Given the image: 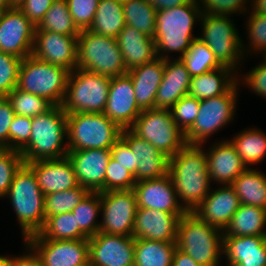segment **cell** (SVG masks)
I'll return each instance as SVG.
<instances>
[{"instance_id":"6da1fadb","label":"cell","mask_w":266,"mask_h":266,"mask_svg":"<svg viewBox=\"0 0 266 266\" xmlns=\"http://www.w3.org/2000/svg\"><path fill=\"white\" fill-rule=\"evenodd\" d=\"M202 149V145L186 144L169 158L168 173L186 212H193L210 191L207 156Z\"/></svg>"},{"instance_id":"7a4b0ae2","label":"cell","mask_w":266,"mask_h":266,"mask_svg":"<svg viewBox=\"0 0 266 266\" xmlns=\"http://www.w3.org/2000/svg\"><path fill=\"white\" fill-rule=\"evenodd\" d=\"M198 2L191 0L179 7L156 11V31L153 39L157 57L166 60L169 57L165 52L178 51L181 53L180 59L198 38L192 34L196 19L199 21L202 15Z\"/></svg>"},{"instance_id":"3957f363","label":"cell","mask_w":266,"mask_h":266,"mask_svg":"<svg viewBox=\"0 0 266 266\" xmlns=\"http://www.w3.org/2000/svg\"><path fill=\"white\" fill-rule=\"evenodd\" d=\"M65 137L67 113L62 106H53L46 113L33 117L29 143L20 151L24 164L66 157L68 145H63Z\"/></svg>"},{"instance_id":"277c9868","label":"cell","mask_w":266,"mask_h":266,"mask_svg":"<svg viewBox=\"0 0 266 266\" xmlns=\"http://www.w3.org/2000/svg\"><path fill=\"white\" fill-rule=\"evenodd\" d=\"M5 197L10 198L16 212L23 239L38 233L45 224V195L34 172L23 164L15 173Z\"/></svg>"},{"instance_id":"5b68a950","label":"cell","mask_w":266,"mask_h":266,"mask_svg":"<svg viewBox=\"0 0 266 266\" xmlns=\"http://www.w3.org/2000/svg\"><path fill=\"white\" fill-rule=\"evenodd\" d=\"M176 247L201 266H218L223 253V231L186 212L178 222Z\"/></svg>"},{"instance_id":"8992f818","label":"cell","mask_w":266,"mask_h":266,"mask_svg":"<svg viewBox=\"0 0 266 266\" xmlns=\"http://www.w3.org/2000/svg\"><path fill=\"white\" fill-rule=\"evenodd\" d=\"M121 131L104 113L67 114L68 150L111 149Z\"/></svg>"},{"instance_id":"52a82bcc","label":"cell","mask_w":266,"mask_h":266,"mask_svg":"<svg viewBox=\"0 0 266 266\" xmlns=\"http://www.w3.org/2000/svg\"><path fill=\"white\" fill-rule=\"evenodd\" d=\"M77 40V68L111 78L127 73L115 38L82 30Z\"/></svg>"},{"instance_id":"ba28073f","label":"cell","mask_w":266,"mask_h":266,"mask_svg":"<svg viewBox=\"0 0 266 266\" xmlns=\"http://www.w3.org/2000/svg\"><path fill=\"white\" fill-rule=\"evenodd\" d=\"M111 77L80 68L69 73L62 108L67 114L103 113Z\"/></svg>"},{"instance_id":"9c48e42d","label":"cell","mask_w":266,"mask_h":266,"mask_svg":"<svg viewBox=\"0 0 266 266\" xmlns=\"http://www.w3.org/2000/svg\"><path fill=\"white\" fill-rule=\"evenodd\" d=\"M69 73L62 67L30 55L22 59L17 88L44 97L54 106H61L66 94Z\"/></svg>"},{"instance_id":"30bf717a","label":"cell","mask_w":266,"mask_h":266,"mask_svg":"<svg viewBox=\"0 0 266 266\" xmlns=\"http://www.w3.org/2000/svg\"><path fill=\"white\" fill-rule=\"evenodd\" d=\"M129 129L169 158L187 144L169 109H143Z\"/></svg>"},{"instance_id":"8fae6325","label":"cell","mask_w":266,"mask_h":266,"mask_svg":"<svg viewBox=\"0 0 266 266\" xmlns=\"http://www.w3.org/2000/svg\"><path fill=\"white\" fill-rule=\"evenodd\" d=\"M200 20L203 36L198 38L207 44L222 65L237 71V64L242 61L244 50L248 49L244 48L229 16L202 14Z\"/></svg>"},{"instance_id":"7c38bea8","label":"cell","mask_w":266,"mask_h":266,"mask_svg":"<svg viewBox=\"0 0 266 266\" xmlns=\"http://www.w3.org/2000/svg\"><path fill=\"white\" fill-rule=\"evenodd\" d=\"M237 84L225 94L206 100H200L198 115L192 127L185 133L186 143L202 145L204 141L224 125L230 122L235 114Z\"/></svg>"},{"instance_id":"4fadbf2b","label":"cell","mask_w":266,"mask_h":266,"mask_svg":"<svg viewBox=\"0 0 266 266\" xmlns=\"http://www.w3.org/2000/svg\"><path fill=\"white\" fill-rule=\"evenodd\" d=\"M103 220L102 233L132 236L137 210L133 189L100 192Z\"/></svg>"},{"instance_id":"5bb4252c","label":"cell","mask_w":266,"mask_h":266,"mask_svg":"<svg viewBox=\"0 0 266 266\" xmlns=\"http://www.w3.org/2000/svg\"><path fill=\"white\" fill-rule=\"evenodd\" d=\"M35 25L18 8L0 14V51L21 59L32 55Z\"/></svg>"},{"instance_id":"9a60e30c","label":"cell","mask_w":266,"mask_h":266,"mask_svg":"<svg viewBox=\"0 0 266 266\" xmlns=\"http://www.w3.org/2000/svg\"><path fill=\"white\" fill-rule=\"evenodd\" d=\"M42 266H79L89 260V240L25 239Z\"/></svg>"},{"instance_id":"2e32d148","label":"cell","mask_w":266,"mask_h":266,"mask_svg":"<svg viewBox=\"0 0 266 266\" xmlns=\"http://www.w3.org/2000/svg\"><path fill=\"white\" fill-rule=\"evenodd\" d=\"M78 36L35 30L32 55L69 72L77 68Z\"/></svg>"},{"instance_id":"e0dca14e","label":"cell","mask_w":266,"mask_h":266,"mask_svg":"<svg viewBox=\"0 0 266 266\" xmlns=\"http://www.w3.org/2000/svg\"><path fill=\"white\" fill-rule=\"evenodd\" d=\"M89 240L93 266H134L135 238L98 232Z\"/></svg>"},{"instance_id":"ac0fdd59","label":"cell","mask_w":266,"mask_h":266,"mask_svg":"<svg viewBox=\"0 0 266 266\" xmlns=\"http://www.w3.org/2000/svg\"><path fill=\"white\" fill-rule=\"evenodd\" d=\"M77 182L89 192H105V174L111 158L110 149L68 150Z\"/></svg>"},{"instance_id":"d6986e66","label":"cell","mask_w":266,"mask_h":266,"mask_svg":"<svg viewBox=\"0 0 266 266\" xmlns=\"http://www.w3.org/2000/svg\"><path fill=\"white\" fill-rule=\"evenodd\" d=\"M142 109L135 99L133 82L128 73L111 78L109 94L103 113L121 129H129Z\"/></svg>"},{"instance_id":"ffe728a7","label":"cell","mask_w":266,"mask_h":266,"mask_svg":"<svg viewBox=\"0 0 266 266\" xmlns=\"http://www.w3.org/2000/svg\"><path fill=\"white\" fill-rule=\"evenodd\" d=\"M133 192L137 208L154 209L168 213H186L179 203L169 173L165 176L136 182Z\"/></svg>"},{"instance_id":"44dd1931","label":"cell","mask_w":266,"mask_h":266,"mask_svg":"<svg viewBox=\"0 0 266 266\" xmlns=\"http://www.w3.org/2000/svg\"><path fill=\"white\" fill-rule=\"evenodd\" d=\"M121 137L128 143L136 158V182L155 179L168 174L169 157L156 149L145 139L135 135L130 129H122Z\"/></svg>"},{"instance_id":"7402d4cb","label":"cell","mask_w":266,"mask_h":266,"mask_svg":"<svg viewBox=\"0 0 266 266\" xmlns=\"http://www.w3.org/2000/svg\"><path fill=\"white\" fill-rule=\"evenodd\" d=\"M184 214L137 208L132 236L147 240L176 242L178 222Z\"/></svg>"},{"instance_id":"603a6c76","label":"cell","mask_w":266,"mask_h":266,"mask_svg":"<svg viewBox=\"0 0 266 266\" xmlns=\"http://www.w3.org/2000/svg\"><path fill=\"white\" fill-rule=\"evenodd\" d=\"M241 202L231 185H224L204 198V201L192 212L200 220L224 231Z\"/></svg>"},{"instance_id":"cb8c5ba5","label":"cell","mask_w":266,"mask_h":266,"mask_svg":"<svg viewBox=\"0 0 266 266\" xmlns=\"http://www.w3.org/2000/svg\"><path fill=\"white\" fill-rule=\"evenodd\" d=\"M25 164L34 172L44 195L70 190L79 185L73 166L67 156Z\"/></svg>"},{"instance_id":"d4e9b609","label":"cell","mask_w":266,"mask_h":266,"mask_svg":"<svg viewBox=\"0 0 266 266\" xmlns=\"http://www.w3.org/2000/svg\"><path fill=\"white\" fill-rule=\"evenodd\" d=\"M207 156V169L211 181L221 185H231L244 172L246 166L231 141H221L212 146Z\"/></svg>"},{"instance_id":"484cf974","label":"cell","mask_w":266,"mask_h":266,"mask_svg":"<svg viewBox=\"0 0 266 266\" xmlns=\"http://www.w3.org/2000/svg\"><path fill=\"white\" fill-rule=\"evenodd\" d=\"M228 266H266V236H223Z\"/></svg>"},{"instance_id":"4316f807","label":"cell","mask_w":266,"mask_h":266,"mask_svg":"<svg viewBox=\"0 0 266 266\" xmlns=\"http://www.w3.org/2000/svg\"><path fill=\"white\" fill-rule=\"evenodd\" d=\"M191 75L181 59L165 60L163 79L155 97V109H169L188 95Z\"/></svg>"},{"instance_id":"83f0119b","label":"cell","mask_w":266,"mask_h":266,"mask_svg":"<svg viewBox=\"0 0 266 266\" xmlns=\"http://www.w3.org/2000/svg\"><path fill=\"white\" fill-rule=\"evenodd\" d=\"M164 66L165 60L156 57L127 72L133 82L136 102L142 110L155 109V97L163 79Z\"/></svg>"},{"instance_id":"f1b7e54d","label":"cell","mask_w":266,"mask_h":266,"mask_svg":"<svg viewBox=\"0 0 266 266\" xmlns=\"http://www.w3.org/2000/svg\"><path fill=\"white\" fill-rule=\"evenodd\" d=\"M116 40L127 72L157 57L154 39L130 25L125 24Z\"/></svg>"},{"instance_id":"f546056e","label":"cell","mask_w":266,"mask_h":266,"mask_svg":"<svg viewBox=\"0 0 266 266\" xmlns=\"http://www.w3.org/2000/svg\"><path fill=\"white\" fill-rule=\"evenodd\" d=\"M233 71L236 72L231 67L223 65L191 77L188 95L198 100H206L227 93L238 81L237 74Z\"/></svg>"},{"instance_id":"4dcf8cb0","label":"cell","mask_w":266,"mask_h":266,"mask_svg":"<svg viewBox=\"0 0 266 266\" xmlns=\"http://www.w3.org/2000/svg\"><path fill=\"white\" fill-rule=\"evenodd\" d=\"M266 210L241 204L223 231V236H266Z\"/></svg>"},{"instance_id":"1f68e13d","label":"cell","mask_w":266,"mask_h":266,"mask_svg":"<svg viewBox=\"0 0 266 266\" xmlns=\"http://www.w3.org/2000/svg\"><path fill=\"white\" fill-rule=\"evenodd\" d=\"M124 27L123 1L99 0L96 14L88 30L116 39Z\"/></svg>"},{"instance_id":"d6a6232c","label":"cell","mask_w":266,"mask_h":266,"mask_svg":"<svg viewBox=\"0 0 266 266\" xmlns=\"http://www.w3.org/2000/svg\"><path fill=\"white\" fill-rule=\"evenodd\" d=\"M176 242L135 238L134 266H172Z\"/></svg>"},{"instance_id":"836d02e7","label":"cell","mask_w":266,"mask_h":266,"mask_svg":"<svg viewBox=\"0 0 266 266\" xmlns=\"http://www.w3.org/2000/svg\"><path fill=\"white\" fill-rule=\"evenodd\" d=\"M241 204L266 210V176L260 171L247 168L231 184Z\"/></svg>"},{"instance_id":"e575fe53","label":"cell","mask_w":266,"mask_h":266,"mask_svg":"<svg viewBox=\"0 0 266 266\" xmlns=\"http://www.w3.org/2000/svg\"><path fill=\"white\" fill-rule=\"evenodd\" d=\"M88 238L76 225L72 212L52 215L45 221L43 228L26 239L74 240Z\"/></svg>"},{"instance_id":"d590c367","label":"cell","mask_w":266,"mask_h":266,"mask_svg":"<svg viewBox=\"0 0 266 266\" xmlns=\"http://www.w3.org/2000/svg\"><path fill=\"white\" fill-rule=\"evenodd\" d=\"M156 11L150 0L123 1L125 24L152 38L156 31Z\"/></svg>"},{"instance_id":"8d00e7d4","label":"cell","mask_w":266,"mask_h":266,"mask_svg":"<svg viewBox=\"0 0 266 266\" xmlns=\"http://www.w3.org/2000/svg\"><path fill=\"white\" fill-rule=\"evenodd\" d=\"M243 163L253 165L266 156V135L258 129H248L230 140Z\"/></svg>"},{"instance_id":"74e56055","label":"cell","mask_w":266,"mask_h":266,"mask_svg":"<svg viewBox=\"0 0 266 266\" xmlns=\"http://www.w3.org/2000/svg\"><path fill=\"white\" fill-rule=\"evenodd\" d=\"M35 30L55 32L68 36H79L81 32L69 13L66 0H55Z\"/></svg>"},{"instance_id":"f35d334b","label":"cell","mask_w":266,"mask_h":266,"mask_svg":"<svg viewBox=\"0 0 266 266\" xmlns=\"http://www.w3.org/2000/svg\"><path fill=\"white\" fill-rule=\"evenodd\" d=\"M191 77L222 67L210 48L199 38L195 39L188 51L180 58Z\"/></svg>"},{"instance_id":"ab89813d","label":"cell","mask_w":266,"mask_h":266,"mask_svg":"<svg viewBox=\"0 0 266 266\" xmlns=\"http://www.w3.org/2000/svg\"><path fill=\"white\" fill-rule=\"evenodd\" d=\"M101 211L100 192H89L85 198L73 209L76 225L88 237L95 236L100 231V223L96 217Z\"/></svg>"},{"instance_id":"60d3db41","label":"cell","mask_w":266,"mask_h":266,"mask_svg":"<svg viewBox=\"0 0 266 266\" xmlns=\"http://www.w3.org/2000/svg\"><path fill=\"white\" fill-rule=\"evenodd\" d=\"M15 115L35 117L46 113L54 105L46 98L22 91L17 87L7 96Z\"/></svg>"},{"instance_id":"b9f144b4","label":"cell","mask_w":266,"mask_h":266,"mask_svg":"<svg viewBox=\"0 0 266 266\" xmlns=\"http://www.w3.org/2000/svg\"><path fill=\"white\" fill-rule=\"evenodd\" d=\"M88 193L86 188L78 185L70 190L45 195V219L52 215L72 212Z\"/></svg>"},{"instance_id":"7bdbcfd3","label":"cell","mask_w":266,"mask_h":266,"mask_svg":"<svg viewBox=\"0 0 266 266\" xmlns=\"http://www.w3.org/2000/svg\"><path fill=\"white\" fill-rule=\"evenodd\" d=\"M200 100L189 95L180 98L171 108L175 124L186 133L193 125L198 115Z\"/></svg>"},{"instance_id":"ee69618b","label":"cell","mask_w":266,"mask_h":266,"mask_svg":"<svg viewBox=\"0 0 266 266\" xmlns=\"http://www.w3.org/2000/svg\"><path fill=\"white\" fill-rule=\"evenodd\" d=\"M21 62V58L0 51V97L17 87Z\"/></svg>"},{"instance_id":"f6af8a7d","label":"cell","mask_w":266,"mask_h":266,"mask_svg":"<svg viewBox=\"0 0 266 266\" xmlns=\"http://www.w3.org/2000/svg\"><path fill=\"white\" fill-rule=\"evenodd\" d=\"M23 164L20 152L0 149V198L6 196L15 173Z\"/></svg>"},{"instance_id":"bcb514c9","label":"cell","mask_w":266,"mask_h":266,"mask_svg":"<svg viewBox=\"0 0 266 266\" xmlns=\"http://www.w3.org/2000/svg\"><path fill=\"white\" fill-rule=\"evenodd\" d=\"M106 170L105 192L113 190H130L134 188L136 184L134 174L112 157L109 160Z\"/></svg>"},{"instance_id":"7dc6e473","label":"cell","mask_w":266,"mask_h":266,"mask_svg":"<svg viewBox=\"0 0 266 266\" xmlns=\"http://www.w3.org/2000/svg\"><path fill=\"white\" fill-rule=\"evenodd\" d=\"M66 2L79 30H88L96 14L99 0H66Z\"/></svg>"},{"instance_id":"c3c4849f","label":"cell","mask_w":266,"mask_h":266,"mask_svg":"<svg viewBox=\"0 0 266 266\" xmlns=\"http://www.w3.org/2000/svg\"><path fill=\"white\" fill-rule=\"evenodd\" d=\"M31 130V117L15 115L9 128V149L20 152L29 143Z\"/></svg>"},{"instance_id":"681fc988","label":"cell","mask_w":266,"mask_h":266,"mask_svg":"<svg viewBox=\"0 0 266 266\" xmlns=\"http://www.w3.org/2000/svg\"><path fill=\"white\" fill-rule=\"evenodd\" d=\"M250 46L255 51L266 53V15L251 13L247 21Z\"/></svg>"},{"instance_id":"f907efd6","label":"cell","mask_w":266,"mask_h":266,"mask_svg":"<svg viewBox=\"0 0 266 266\" xmlns=\"http://www.w3.org/2000/svg\"><path fill=\"white\" fill-rule=\"evenodd\" d=\"M246 1L248 0H199V3H201V7L203 4L202 14L229 16L237 12L245 11L246 13Z\"/></svg>"},{"instance_id":"816d5d0a","label":"cell","mask_w":266,"mask_h":266,"mask_svg":"<svg viewBox=\"0 0 266 266\" xmlns=\"http://www.w3.org/2000/svg\"><path fill=\"white\" fill-rule=\"evenodd\" d=\"M55 0H24L18 8L37 27Z\"/></svg>"},{"instance_id":"f5cc1de1","label":"cell","mask_w":266,"mask_h":266,"mask_svg":"<svg viewBox=\"0 0 266 266\" xmlns=\"http://www.w3.org/2000/svg\"><path fill=\"white\" fill-rule=\"evenodd\" d=\"M14 116L7 97H0V149H9V128Z\"/></svg>"},{"instance_id":"db71d44e","label":"cell","mask_w":266,"mask_h":266,"mask_svg":"<svg viewBox=\"0 0 266 266\" xmlns=\"http://www.w3.org/2000/svg\"><path fill=\"white\" fill-rule=\"evenodd\" d=\"M110 151L111 157L114 160L122 164L127 170L135 175L137 169L136 158L128 143L122 137L115 142Z\"/></svg>"},{"instance_id":"11a10c76","label":"cell","mask_w":266,"mask_h":266,"mask_svg":"<svg viewBox=\"0 0 266 266\" xmlns=\"http://www.w3.org/2000/svg\"><path fill=\"white\" fill-rule=\"evenodd\" d=\"M244 83L249 86L252 91L260 96L266 97V57L265 62L252 68L248 74L243 75Z\"/></svg>"},{"instance_id":"9f6ffc18","label":"cell","mask_w":266,"mask_h":266,"mask_svg":"<svg viewBox=\"0 0 266 266\" xmlns=\"http://www.w3.org/2000/svg\"><path fill=\"white\" fill-rule=\"evenodd\" d=\"M27 248L31 251L30 254H24L19 257L8 258L9 266H42L41 260L33 249L26 244Z\"/></svg>"},{"instance_id":"6f0895ef","label":"cell","mask_w":266,"mask_h":266,"mask_svg":"<svg viewBox=\"0 0 266 266\" xmlns=\"http://www.w3.org/2000/svg\"><path fill=\"white\" fill-rule=\"evenodd\" d=\"M172 266H201L190 255L176 248L173 256Z\"/></svg>"},{"instance_id":"680465c9","label":"cell","mask_w":266,"mask_h":266,"mask_svg":"<svg viewBox=\"0 0 266 266\" xmlns=\"http://www.w3.org/2000/svg\"><path fill=\"white\" fill-rule=\"evenodd\" d=\"M191 0H150L156 10L175 8L189 3Z\"/></svg>"},{"instance_id":"91938a15","label":"cell","mask_w":266,"mask_h":266,"mask_svg":"<svg viewBox=\"0 0 266 266\" xmlns=\"http://www.w3.org/2000/svg\"><path fill=\"white\" fill-rule=\"evenodd\" d=\"M251 13L266 15V0H253Z\"/></svg>"},{"instance_id":"94428289","label":"cell","mask_w":266,"mask_h":266,"mask_svg":"<svg viewBox=\"0 0 266 266\" xmlns=\"http://www.w3.org/2000/svg\"><path fill=\"white\" fill-rule=\"evenodd\" d=\"M11 8H13V6L11 5V0H0V9L2 11L8 10Z\"/></svg>"},{"instance_id":"6125c7cd","label":"cell","mask_w":266,"mask_h":266,"mask_svg":"<svg viewBox=\"0 0 266 266\" xmlns=\"http://www.w3.org/2000/svg\"><path fill=\"white\" fill-rule=\"evenodd\" d=\"M0 266H9L8 257L0 256Z\"/></svg>"},{"instance_id":"be15d7a7","label":"cell","mask_w":266,"mask_h":266,"mask_svg":"<svg viewBox=\"0 0 266 266\" xmlns=\"http://www.w3.org/2000/svg\"><path fill=\"white\" fill-rule=\"evenodd\" d=\"M24 0H11V5L13 7H18Z\"/></svg>"},{"instance_id":"e7e4bbea","label":"cell","mask_w":266,"mask_h":266,"mask_svg":"<svg viewBox=\"0 0 266 266\" xmlns=\"http://www.w3.org/2000/svg\"><path fill=\"white\" fill-rule=\"evenodd\" d=\"M79 266H93V265L91 264L90 260H88L86 263Z\"/></svg>"}]
</instances>
